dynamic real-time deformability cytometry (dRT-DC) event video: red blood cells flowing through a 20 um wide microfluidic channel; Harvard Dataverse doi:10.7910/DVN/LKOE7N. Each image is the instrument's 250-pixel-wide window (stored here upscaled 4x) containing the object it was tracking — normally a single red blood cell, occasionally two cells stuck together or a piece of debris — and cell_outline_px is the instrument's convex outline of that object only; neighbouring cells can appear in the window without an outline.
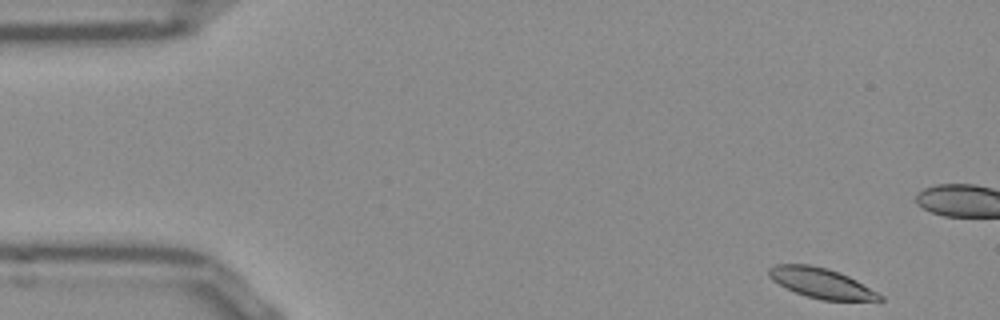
{"species": "Egyptian fruit bat (a non-hibernating species)", "species_latin": "Rousettus aegyptiacus", "temperature_condition": "room temperature", "stored_images_in_passage": 51, "camera_frame_rate_fps": 3000, "um_per_image_px": 0.085, "frame": {"image": 1, "passage_image": 1, "time_ms": 0.0, "image_size_px": [1000, 320], "cell_outline_px": [[884, 300], [820, 300], [796, 292], [772, 280], [768, 276], [768, 268], [776, 264], [808, 264], [828, 268], [840, 272], [856, 280], [884, 296]], "centroid_in_image_um": [69.8, 24.05], "position_along_channel_um": 15.2, "area_um2": 19.25}}
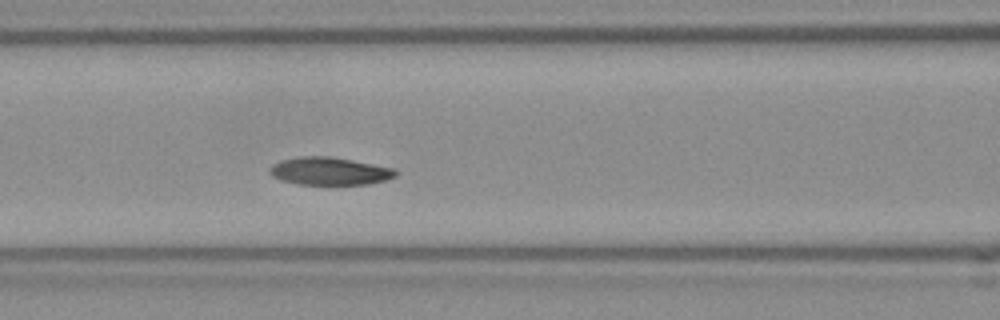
{"frame": {"image": 2, "passage_image": 19, "time_ms": 6.0, "image_size_px": [1000, 320], "cell_outline_px": [[396, 176], [384, 180], [368, 184], [296, 184], [280, 180], [272, 176], [268, 172], [268, 168], [272, 164], [280, 160], [300, 156], [332, 156], [396, 168]], "centroid_in_image_um": [27.97, 14.53], "position_along_channel_um": 138.6, "area_um2": 20.58}}
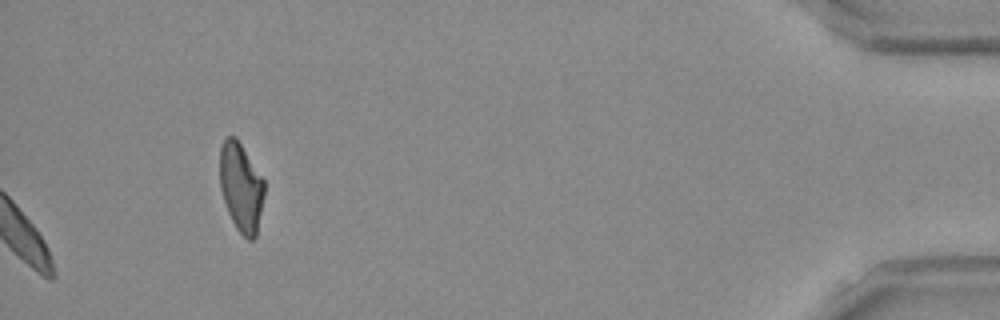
{"frame": {"image": 3, "passage_image": 51, "time_ms": 16.667, "image_size_px": [1000, 320], "cell_outline_px": [[264, 196], [256, 236], [252, 240], [248, 240], [236, 228], [228, 212], [220, 188], [220, 148], [224, 140], [228, 136], [236, 136], [264, 180]], "centroid_in_image_um": [20.49, 15.91], "position_along_channel_um": 414.7, "area_um2": 22.89}, "authors_computed_cell_mechanics": {"area_um2": 20.4612, "velocity_mm_per_s": 3.7851, "shape_relaxation_time_tau1_ms": 6.9602, "shape_relaxation_time_tau2_ms": null, "deformation_change_tau1": 0.1139, "deformation_change_tau2": null}}